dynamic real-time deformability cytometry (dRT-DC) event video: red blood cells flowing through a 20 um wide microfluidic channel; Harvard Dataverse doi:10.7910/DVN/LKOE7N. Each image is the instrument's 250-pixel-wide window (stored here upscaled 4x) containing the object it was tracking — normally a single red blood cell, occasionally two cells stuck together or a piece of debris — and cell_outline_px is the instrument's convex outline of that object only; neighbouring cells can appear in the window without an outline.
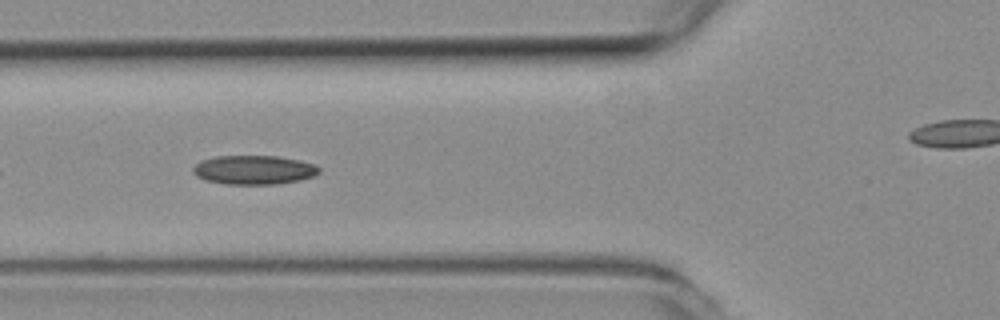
{"species": "common noctule bat (a hibernating species)", "species_latin": "Nyctalus noctula", "temperature_condition": "room temperature", "stored_images_in_passage": 12, "camera_frame_rate_fps": 3000, "um_per_image_px": 0.085, "animal": {"sex": "female", "body_mass_g": 19.3, "forearm_length_mm": 54.1}, "frame": {"image": 1, "passage_image": 6, "time_ms": 1.667, "image_size_px": [1000, 320], "cell_outline_px": [[320, 172], [316, 176], [300, 180], [276, 184], [224, 184], [204, 180], [196, 176], [192, 172], [192, 168], [200, 160], [216, 156], [276, 156], [300, 160], [316, 164], [320, 168]], "centroid_in_image_um": [21.59, 14.44], "position_along_channel_um": 104.2, "area_um2": 21.62}}